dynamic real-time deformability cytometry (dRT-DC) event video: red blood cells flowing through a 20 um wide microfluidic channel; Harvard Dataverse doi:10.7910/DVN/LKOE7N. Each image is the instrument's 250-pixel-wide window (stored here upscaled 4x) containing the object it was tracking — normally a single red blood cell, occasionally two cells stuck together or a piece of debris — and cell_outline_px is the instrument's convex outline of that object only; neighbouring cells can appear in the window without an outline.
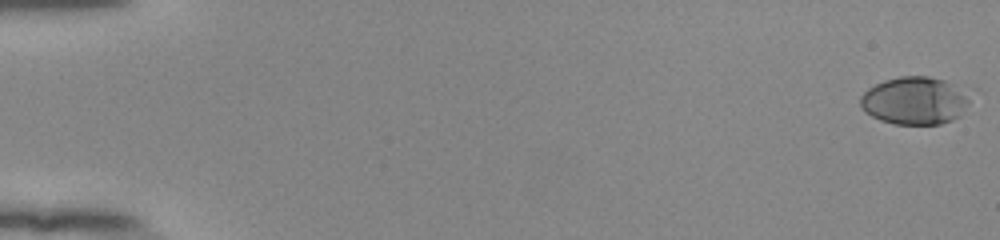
{"species": "human", "species_latin": "Homo sapiens", "temperature_condition": "room temperature", "stored_images_in_passage": 55, "camera_frame_rate_fps": 3000, "um_per_image_px": 0.085, "donor": {"sex": "female"}, "frame": {"image": 1, "passage_image": 1, "time_ms": 0.0, "image_size_px": [1000, 240], "cell_outline_px": [[968, 104], [960, 116], [952, 120], [940, 124], [892, 124], [880, 120], [864, 112], [860, 104], [860, 96], [868, 88], [884, 80], [900, 76], [928, 76], [944, 80], [968, 92]], "centroid_in_image_um": [77.73, 8.56], "position_along_channel_um": 7.3, "area_um2": 30.52}}
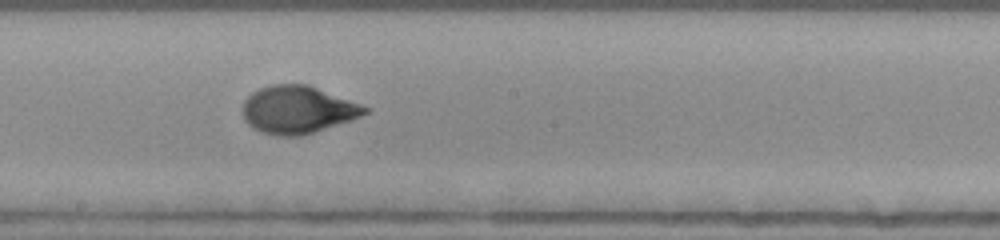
{"frame": {"image": 2, "passage_image": 32, "time_ms": 10.333, "image_size_px": [1000, 240], "cell_outline_px": [[372, 108], [368, 112], [360, 116], [300, 136], [276, 136], [260, 132], [252, 128], [244, 120], [244, 100], [252, 92], [260, 88], [272, 84], [308, 84]], "centroid_in_image_um": [25.28, 9.31], "position_along_channel_um": 222.9, "area_um2": 33.7}}
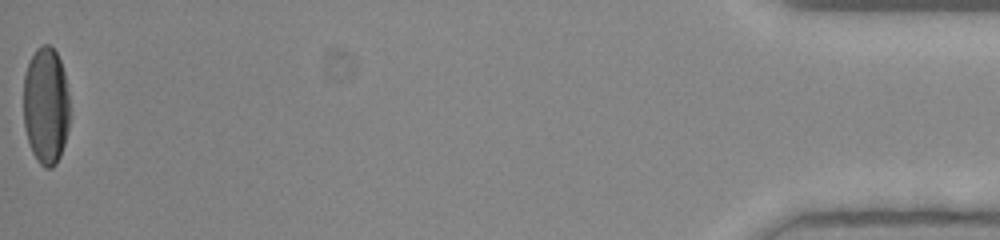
{"frame": {"image": 3, "passage_image": 55, "time_ms": 18.0, "image_size_px": [1000, 240], "cell_outline_px": [[68, 128], [64, 144], [60, 156], [56, 164], [52, 168], [44, 168], [36, 160], [32, 152], [24, 128], [24, 76], [28, 64], [36, 48], [44, 44], [48, 44], [56, 52], [60, 60], [64, 72], [68, 96]], "centroid_in_image_um": [3.89, 9.01], "position_along_channel_um": 431.3, "area_um2": 31.56}, "authors_computed_cell_mechanics": {"area_um2": 32.079, "velocity_mm_per_s": 3.8947, "shape_relaxation_time_tau1_ms": 4.3365, "shape_relaxation_time_tau2_ms": null, "deformation_change_tau1": 0.2185, "deformation_change_tau2": null}}